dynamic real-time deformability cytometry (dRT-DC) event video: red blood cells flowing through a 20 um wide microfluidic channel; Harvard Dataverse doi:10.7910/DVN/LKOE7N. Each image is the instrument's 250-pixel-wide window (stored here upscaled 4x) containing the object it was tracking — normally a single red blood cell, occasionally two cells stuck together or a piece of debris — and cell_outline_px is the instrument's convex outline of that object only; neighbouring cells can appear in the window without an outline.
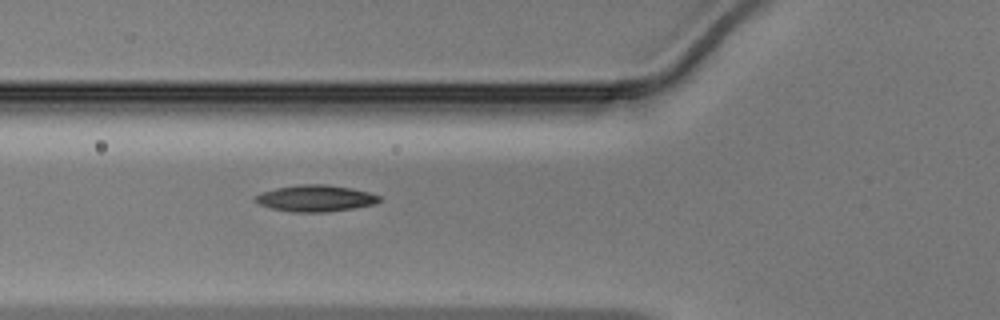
{"species": "Egyptian fruit bat (a non-hibernating species)", "species_latin": "Rousettus aegyptiacus", "temperature_condition": "warm", "stored_images_in_passage": 11, "camera_frame_rate_fps": 3000, "um_per_image_px": 0.085, "animal": {"sex": "male"}, "frame": {"image": 1, "passage_image": 2, "time_ms": 0.333, "image_size_px": [1000, 320], "cell_outline_px": [[384, 200], [376, 204], [328, 212], [292, 212], [272, 208], [260, 204], [252, 200], [252, 196], [260, 192], [276, 188], [300, 184], [328, 184], [352, 188], [368, 192], [380, 196]], "centroid_in_image_um": [26.81, 16.85], "position_along_channel_um": 99.0, "area_um2": 19.42}}
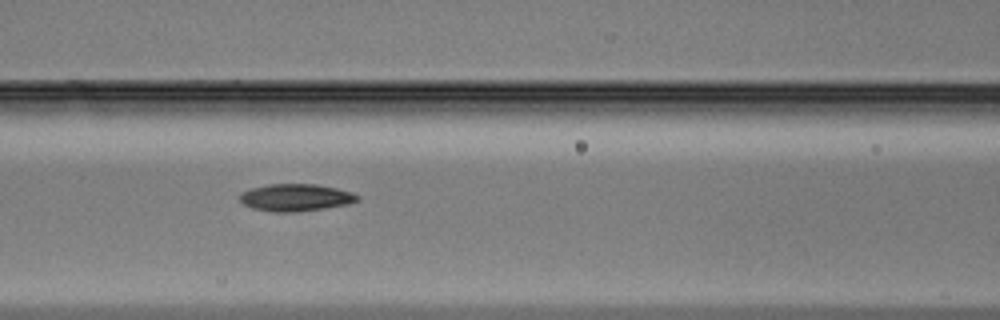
{"frame": {"image": 2, "passage_image": 5, "time_ms": 1.333, "image_size_px": [1000, 320], "cell_outline_px": [[360, 200], [348, 204], [324, 208], [296, 212], [272, 212], [252, 208], [244, 204], [240, 200], [240, 192], [252, 188], [268, 184], [316, 184], [336, 188], [352, 192], [360, 196]], "centroid_in_image_um": [25.14, 16.79], "position_along_channel_um": 141.5, "area_um2": 18.73}}
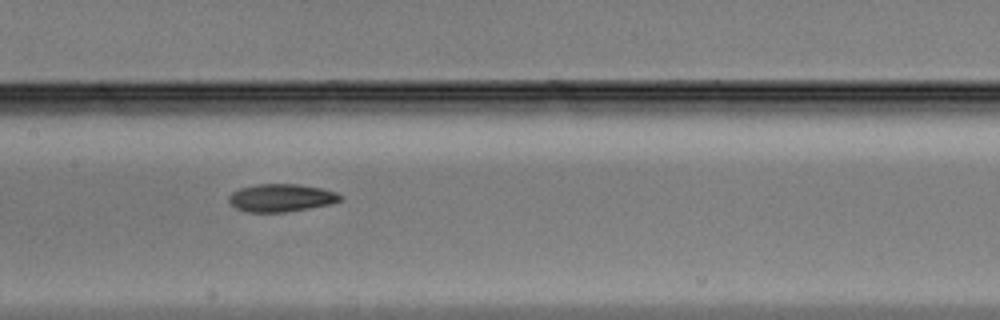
{"frame": {"image": 3, "passage_image": 8, "time_ms": 2.333, "image_size_px": [1000, 320], "cell_outline_px": [[344, 200], [332, 204], [284, 212], [244, 212], [228, 204], [228, 196], [232, 192], [240, 188], [256, 184], [300, 184], [320, 188], [336, 192], [344, 196]], "centroid_in_image_um": [23.9, 16.82], "position_along_channel_um": 183.5, "area_um2": 18.32}}